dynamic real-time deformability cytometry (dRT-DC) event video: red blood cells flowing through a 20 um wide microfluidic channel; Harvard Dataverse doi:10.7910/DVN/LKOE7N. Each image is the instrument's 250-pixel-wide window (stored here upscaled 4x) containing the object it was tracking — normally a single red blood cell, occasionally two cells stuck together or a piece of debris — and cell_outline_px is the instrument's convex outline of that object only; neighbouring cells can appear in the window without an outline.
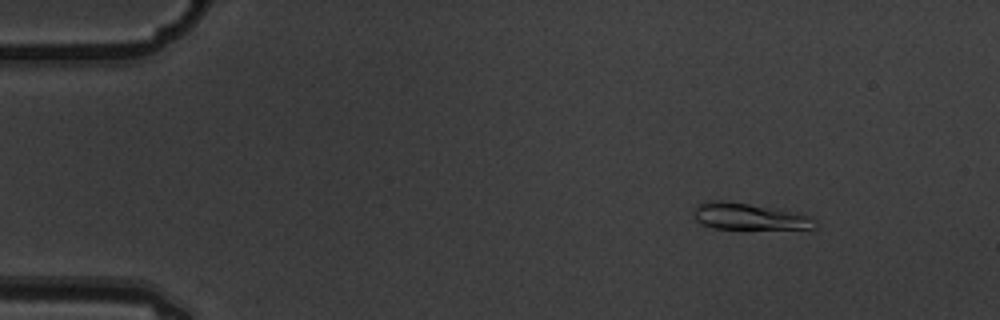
{"species": "common noctule bat (a hibernating species)", "species_latin": "Nyctalus noctula", "temperature_condition": "warm", "stored_images_in_passage": 5, "camera_frame_rate_fps": 3000, "um_per_image_px": 0.085, "animal": {"sex": "male", "body_mass_g": 19.5, "forearm_length_mm": 54.6}, "frame": {"image": 1, "passage_image": 2, "time_ms": 0.333, "image_size_px": [1000, 320], "cell_outline_px": [[820, 224], [816, 228], [716, 228], [700, 224], [696, 220], [692, 212], [696, 204], [704, 200], [728, 200], [784, 208], [808, 216], [816, 220]], "centroid_in_image_um": [63.65, 18.35], "position_along_channel_um": 21.3, "area_um2": 19.36}}